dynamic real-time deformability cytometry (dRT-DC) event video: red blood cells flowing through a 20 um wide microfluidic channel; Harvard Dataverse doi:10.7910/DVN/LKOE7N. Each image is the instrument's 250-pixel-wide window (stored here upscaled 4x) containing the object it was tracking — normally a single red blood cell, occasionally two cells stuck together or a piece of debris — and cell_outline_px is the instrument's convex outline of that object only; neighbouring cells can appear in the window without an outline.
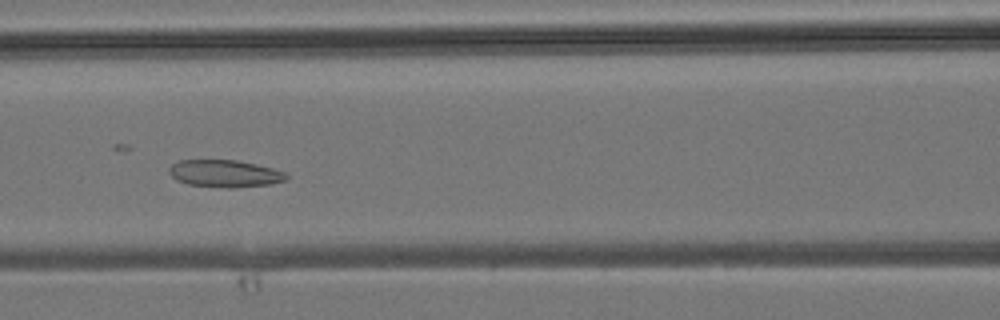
{"species": "common noctule bat (a hibernating species)", "species_latin": "Nyctalus noctula", "temperature_condition": "room temperature", "stored_images_in_passage": 42, "camera_frame_rate_fps": 3000, "um_per_image_px": 0.085, "animal": {"sex": "male", "body_mass_g": 19.2, "forearm_length_mm": 51.8}, "frame": {"image": 1, "passage_image": 17, "time_ms": 5.333, "image_size_px": [1000, 320], "cell_outline_px": [[288, 176], [284, 180], [272, 184], [232, 188], [228, 188], [188, 184], [176, 180], [168, 172], [168, 168], [172, 164], [180, 160], [236, 160], [256, 164], [272, 168], [284, 172]], "centroid_in_image_um": [19.08, 14.75], "position_along_channel_um": 147.5, "area_um2": 18.55}}
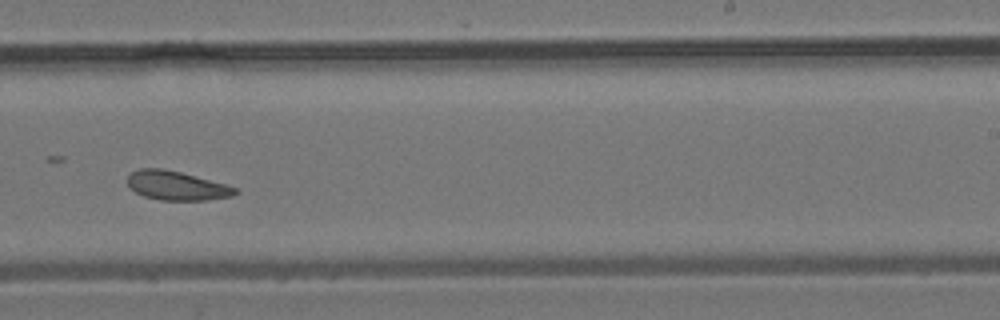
{"frame": {"image": 2, "passage_image": 25, "time_ms": 8.0, "image_size_px": [1000, 320], "cell_outline_px": [[240, 192], [232, 196], [208, 200], [160, 200], [144, 196], [128, 188], [128, 176], [132, 172], [140, 168], [160, 168], [180, 172], [228, 184], [236, 188]], "centroid_in_image_um": [15.03, 15.78], "position_along_channel_um": 274.0, "area_um2": 18.32}}
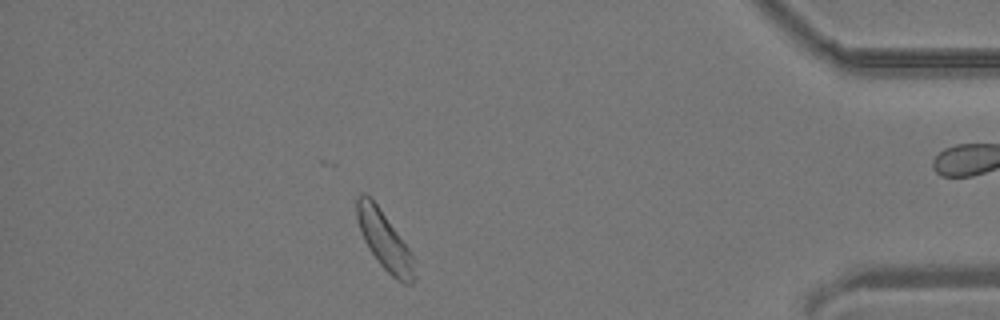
{"frame": {"image": 3, "passage_image": 36, "time_ms": 11.667, "image_size_px": [1000, 320], "cell_outline_px": [[416, 276], [412, 284], [404, 284], [396, 280], [380, 264], [364, 240], [356, 216], [356, 196], [364, 192], [376, 204], [408, 248], [412, 256]], "centroid_in_image_um": [32.67, 20.47], "position_along_channel_um": 402.5, "area_um2": 18.96}}